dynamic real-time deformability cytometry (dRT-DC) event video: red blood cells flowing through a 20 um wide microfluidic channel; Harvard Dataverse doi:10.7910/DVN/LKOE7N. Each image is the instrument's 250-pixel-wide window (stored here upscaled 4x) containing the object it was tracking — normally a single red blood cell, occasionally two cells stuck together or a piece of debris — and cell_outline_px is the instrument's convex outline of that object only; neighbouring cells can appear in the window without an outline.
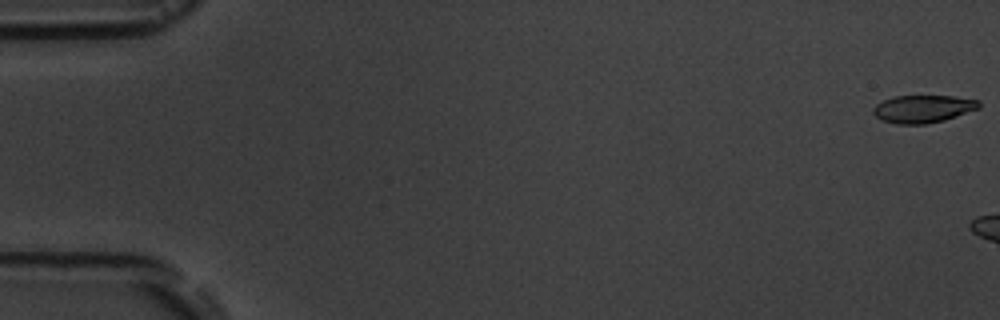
{"species": "common noctule bat (a hibernating species)", "species_latin": "Nyctalus noctula", "temperature_condition": "room temperature", "stored_images_in_passage": 3, "camera_frame_rate_fps": 3000, "um_per_image_px": 0.085, "animal": {"sex": "male", "body_mass_g": 19.5, "forearm_length_mm": 54.6}, "frame": {"image": 1, "passage_image": 1, "time_ms": 0.0, "image_size_px": [1000, 320], "cell_outline_px": [[980, 108], [944, 120], [924, 124], [896, 124], [880, 120], [872, 112], [872, 108], [876, 104], [892, 96], [952, 96], [980, 100]], "centroid_in_image_um": [78.43, 9.25], "position_along_channel_um": 6.6, "area_um2": 17.11}}